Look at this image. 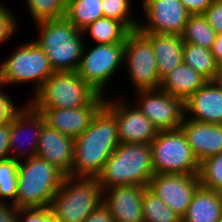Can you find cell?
<instances>
[{"instance_id":"obj_1","label":"cell","mask_w":222,"mask_h":222,"mask_svg":"<svg viewBox=\"0 0 222 222\" xmlns=\"http://www.w3.org/2000/svg\"><path fill=\"white\" fill-rule=\"evenodd\" d=\"M119 144L116 118L103 105L90 126L74 139V161L68 175L96 178Z\"/></svg>"},{"instance_id":"obj_2","label":"cell","mask_w":222,"mask_h":222,"mask_svg":"<svg viewBox=\"0 0 222 222\" xmlns=\"http://www.w3.org/2000/svg\"><path fill=\"white\" fill-rule=\"evenodd\" d=\"M153 175L151 143H120L96 179L103 191L124 185L147 187Z\"/></svg>"},{"instance_id":"obj_3","label":"cell","mask_w":222,"mask_h":222,"mask_svg":"<svg viewBox=\"0 0 222 222\" xmlns=\"http://www.w3.org/2000/svg\"><path fill=\"white\" fill-rule=\"evenodd\" d=\"M66 174L56 165L37 156L19 161L17 208L50 207Z\"/></svg>"},{"instance_id":"obj_4","label":"cell","mask_w":222,"mask_h":222,"mask_svg":"<svg viewBox=\"0 0 222 222\" xmlns=\"http://www.w3.org/2000/svg\"><path fill=\"white\" fill-rule=\"evenodd\" d=\"M35 24L39 37L34 41L44 50L54 72L77 71L87 38L82 31L65 17Z\"/></svg>"},{"instance_id":"obj_5","label":"cell","mask_w":222,"mask_h":222,"mask_svg":"<svg viewBox=\"0 0 222 222\" xmlns=\"http://www.w3.org/2000/svg\"><path fill=\"white\" fill-rule=\"evenodd\" d=\"M95 177L66 175L50 205L57 222H83L102 203Z\"/></svg>"},{"instance_id":"obj_6","label":"cell","mask_w":222,"mask_h":222,"mask_svg":"<svg viewBox=\"0 0 222 222\" xmlns=\"http://www.w3.org/2000/svg\"><path fill=\"white\" fill-rule=\"evenodd\" d=\"M97 94L77 71L54 72L28 103L37 112L47 108L75 109L87 105Z\"/></svg>"},{"instance_id":"obj_7","label":"cell","mask_w":222,"mask_h":222,"mask_svg":"<svg viewBox=\"0 0 222 222\" xmlns=\"http://www.w3.org/2000/svg\"><path fill=\"white\" fill-rule=\"evenodd\" d=\"M21 45L0 64L2 82L7 86L33 81L36 93L54 70L44 50L33 39Z\"/></svg>"},{"instance_id":"obj_8","label":"cell","mask_w":222,"mask_h":222,"mask_svg":"<svg viewBox=\"0 0 222 222\" xmlns=\"http://www.w3.org/2000/svg\"><path fill=\"white\" fill-rule=\"evenodd\" d=\"M151 148L154 174H199L200 163L180 128L158 131Z\"/></svg>"},{"instance_id":"obj_9","label":"cell","mask_w":222,"mask_h":222,"mask_svg":"<svg viewBox=\"0 0 222 222\" xmlns=\"http://www.w3.org/2000/svg\"><path fill=\"white\" fill-rule=\"evenodd\" d=\"M86 46L77 73L95 92L107 96L105 85L124 61V43L95 44L90 50Z\"/></svg>"},{"instance_id":"obj_10","label":"cell","mask_w":222,"mask_h":222,"mask_svg":"<svg viewBox=\"0 0 222 222\" xmlns=\"http://www.w3.org/2000/svg\"><path fill=\"white\" fill-rule=\"evenodd\" d=\"M123 63L127 65L134 91L160 89L162 80L153 47L139 30L131 31L125 39Z\"/></svg>"},{"instance_id":"obj_11","label":"cell","mask_w":222,"mask_h":222,"mask_svg":"<svg viewBox=\"0 0 222 222\" xmlns=\"http://www.w3.org/2000/svg\"><path fill=\"white\" fill-rule=\"evenodd\" d=\"M136 106L158 131L179 129L185 117L184 101L161 89L139 90Z\"/></svg>"},{"instance_id":"obj_12","label":"cell","mask_w":222,"mask_h":222,"mask_svg":"<svg viewBox=\"0 0 222 222\" xmlns=\"http://www.w3.org/2000/svg\"><path fill=\"white\" fill-rule=\"evenodd\" d=\"M147 21L139 22L141 33L181 35L190 13L180 0H141Z\"/></svg>"},{"instance_id":"obj_13","label":"cell","mask_w":222,"mask_h":222,"mask_svg":"<svg viewBox=\"0 0 222 222\" xmlns=\"http://www.w3.org/2000/svg\"><path fill=\"white\" fill-rule=\"evenodd\" d=\"M198 174H154L148 187L181 218L195 191L200 187Z\"/></svg>"},{"instance_id":"obj_14","label":"cell","mask_w":222,"mask_h":222,"mask_svg":"<svg viewBox=\"0 0 222 222\" xmlns=\"http://www.w3.org/2000/svg\"><path fill=\"white\" fill-rule=\"evenodd\" d=\"M121 98L106 97L104 103L116 118L120 143H151L158 130L136 105Z\"/></svg>"},{"instance_id":"obj_15","label":"cell","mask_w":222,"mask_h":222,"mask_svg":"<svg viewBox=\"0 0 222 222\" xmlns=\"http://www.w3.org/2000/svg\"><path fill=\"white\" fill-rule=\"evenodd\" d=\"M106 97L97 94L87 105L75 109L47 108L40 113L44 122L64 135L75 139L91 124L94 115L104 105Z\"/></svg>"},{"instance_id":"obj_16","label":"cell","mask_w":222,"mask_h":222,"mask_svg":"<svg viewBox=\"0 0 222 222\" xmlns=\"http://www.w3.org/2000/svg\"><path fill=\"white\" fill-rule=\"evenodd\" d=\"M43 123V115L37 112L29 103L20 107L11 119V134L9 140L10 158L21 161L23 160L22 158L27 159L36 156L38 140ZM26 133H29L31 138H28L30 143H28V147L24 146L25 150L21 145L25 144V140H23L22 137H24L23 134L26 136ZM21 140L24 141V144Z\"/></svg>"},{"instance_id":"obj_17","label":"cell","mask_w":222,"mask_h":222,"mask_svg":"<svg viewBox=\"0 0 222 222\" xmlns=\"http://www.w3.org/2000/svg\"><path fill=\"white\" fill-rule=\"evenodd\" d=\"M144 187L138 185L115 186L104 189L102 202L115 222H144L142 195Z\"/></svg>"},{"instance_id":"obj_18","label":"cell","mask_w":222,"mask_h":222,"mask_svg":"<svg viewBox=\"0 0 222 222\" xmlns=\"http://www.w3.org/2000/svg\"><path fill=\"white\" fill-rule=\"evenodd\" d=\"M180 129L199 163L222 152V125L184 117Z\"/></svg>"},{"instance_id":"obj_19","label":"cell","mask_w":222,"mask_h":222,"mask_svg":"<svg viewBox=\"0 0 222 222\" xmlns=\"http://www.w3.org/2000/svg\"><path fill=\"white\" fill-rule=\"evenodd\" d=\"M36 156L56 165L68 175L72 170L74 161V139L50 128L44 122L38 140Z\"/></svg>"},{"instance_id":"obj_20","label":"cell","mask_w":222,"mask_h":222,"mask_svg":"<svg viewBox=\"0 0 222 222\" xmlns=\"http://www.w3.org/2000/svg\"><path fill=\"white\" fill-rule=\"evenodd\" d=\"M184 108L191 120L222 125V90L207 81L184 101Z\"/></svg>"},{"instance_id":"obj_21","label":"cell","mask_w":222,"mask_h":222,"mask_svg":"<svg viewBox=\"0 0 222 222\" xmlns=\"http://www.w3.org/2000/svg\"><path fill=\"white\" fill-rule=\"evenodd\" d=\"M153 47L157 71L162 80L168 73L183 63L184 41L176 34L142 33Z\"/></svg>"},{"instance_id":"obj_22","label":"cell","mask_w":222,"mask_h":222,"mask_svg":"<svg viewBox=\"0 0 222 222\" xmlns=\"http://www.w3.org/2000/svg\"><path fill=\"white\" fill-rule=\"evenodd\" d=\"M221 218L222 197L218 191L200 186L181 222H219Z\"/></svg>"},{"instance_id":"obj_23","label":"cell","mask_w":222,"mask_h":222,"mask_svg":"<svg viewBox=\"0 0 222 222\" xmlns=\"http://www.w3.org/2000/svg\"><path fill=\"white\" fill-rule=\"evenodd\" d=\"M207 81L192 67L182 63L162 79L160 89L186 101Z\"/></svg>"},{"instance_id":"obj_24","label":"cell","mask_w":222,"mask_h":222,"mask_svg":"<svg viewBox=\"0 0 222 222\" xmlns=\"http://www.w3.org/2000/svg\"><path fill=\"white\" fill-rule=\"evenodd\" d=\"M131 31L118 20L101 17L82 30L83 35L89 34L96 44L124 43Z\"/></svg>"},{"instance_id":"obj_25","label":"cell","mask_w":222,"mask_h":222,"mask_svg":"<svg viewBox=\"0 0 222 222\" xmlns=\"http://www.w3.org/2000/svg\"><path fill=\"white\" fill-rule=\"evenodd\" d=\"M104 17L102 0H67L65 18L82 31L98 18Z\"/></svg>"},{"instance_id":"obj_26","label":"cell","mask_w":222,"mask_h":222,"mask_svg":"<svg viewBox=\"0 0 222 222\" xmlns=\"http://www.w3.org/2000/svg\"><path fill=\"white\" fill-rule=\"evenodd\" d=\"M183 63L192 67L208 81L213 78L218 67L210 49L185 42L183 47Z\"/></svg>"},{"instance_id":"obj_27","label":"cell","mask_w":222,"mask_h":222,"mask_svg":"<svg viewBox=\"0 0 222 222\" xmlns=\"http://www.w3.org/2000/svg\"><path fill=\"white\" fill-rule=\"evenodd\" d=\"M180 36L185 43H192L211 50L217 33L207 23L203 14H197L190 15Z\"/></svg>"},{"instance_id":"obj_28","label":"cell","mask_w":222,"mask_h":222,"mask_svg":"<svg viewBox=\"0 0 222 222\" xmlns=\"http://www.w3.org/2000/svg\"><path fill=\"white\" fill-rule=\"evenodd\" d=\"M142 210L144 222H181V217L148 186L143 190Z\"/></svg>"},{"instance_id":"obj_29","label":"cell","mask_w":222,"mask_h":222,"mask_svg":"<svg viewBox=\"0 0 222 222\" xmlns=\"http://www.w3.org/2000/svg\"><path fill=\"white\" fill-rule=\"evenodd\" d=\"M35 23L65 17L67 0H25Z\"/></svg>"},{"instance_id":"obj_30","label":"cell","mask_w":222,"mask_h":222,"mask_svg":"<svg viewBox=\"0 0 222 222\" xmlns=\"http://www.w3.org/2000/svg\"><path fill=\"white\" fill-rule=\"evenodd\" d=\"M18 165L19 161L13 158L0 160V203L13 204L16 200Z\"/></svg>"},{"instance_id":"obj_31","label":"cell","mask_w":222,"mask_h":222,"mask_svg":"<svg viewBox=\"0 0 222 222\" xmlns=\"http://www.w3.org/2000/svg\"><path fill=\"white\" fill-rule=\"evenodd\" d=\"M200 185L218 191L222 187V152L200 162Z\"/></svg>"},{"instance_id":"obj_32","label":"cell","mask_w":222,"mask_h":222,"mask_svg":"<svg viewBox=\"0 0 222 222\" xmlns=\"http://www.w3.org/2000/svg\"><path fill=\"white\" fill-rule=\"evenodd\" d=\"M133 5L130 0H102L104 17L112 18L123 23L130 31L138 29L140 19H136L130 12ZM133 16V17H132Z\"/></svg>"},{"instance_id":"obj_33","label":"cell","mask_w":222,"mask_h":222,"mask_svg":"<svg viewBox=\"0 0 222 222\" xmlns=\"http://www.w3.org/2000/svg\"><path fill=\"white\" fill-rule=\"evenodd\" d=\"M17 222H57L50 207L18 208Z\"/></svg>"},{"instance_id":"obj_34","label":"cell","mask_w":222,"mask_h":222,"mask_svg":"<svg viewBox=\"0 0 222 222\" xmlns=\"http://www.w3.org/2000/svg\"><path fill=\"white\" fill-rule=\"evenodd\" d=\"M7 6H0V44L7 42L17 33L19 23L13 12Z\"/></svg>"},{"instance_id":"obj_35","label":"cell","mask_w":222,"mask_h":222,"mask_svg":"<svg viewBox=\"0 0 222 222\" xmlns=\"http://www.w3.org/2000/svg\"><path fill=\"white\" fill-rule=\"evenodd\" d=\"M203 16L217 34L222 33V0H214Z\"/></svg>"},{"instance_id":"obj_36","label":"cell","mask_w":222,"mask_h":222,"mask_svg":"<svg viewBox=\"0 0 222 222\" xmlns=\"http://www.w3.org/2000/svg\"><path fill=\"white\" fill-rule=\"evenodd\" d=\"M11 99L12 97L8 96L4 91L0 92V125L10 121L14 114L20 109Z\"/></svg>"},{"instance_id":"obj_37","label":"cell","mask_w":222,"mask_h":222,"mask_svg":"<svg viewBox=\"0 0 222 222\" xmlns=\"http://www.w3.org/2000/svg\"><path fill=\"white\" fill-rule=\"evenodd\" d=\"M11 120L0 125V160L10 158Z\"/></svg>"},{"instance_id":"obj_38","label":"cell","mask_w":222,"mask_h":222,"mask_svg":"<svg viewBox=\"0 0 222 222\" xmlns=\"http://www.w3.org/2000/svg\"><path fill=\"white\" fill-rule=\"evenodd\" d=\"M83 222H115L109 209L102 202Z\"/></svg>"},{"instance_id":"obj_39","label":"cell","mask_w":222,"mask_h":222,"mask_svg":"<svg viewBox=\"0 0 222 222\" xmlns=\"http://www.w3.org/2000/svg\"><path fill=\"white\" fill-rule=\"evenodd\" d=\"M191 15L203 14L214 0H180Z\"/></svg>"},{"instance_id":"obj_40","label":"cell","mask_w":222,"mask_h":222,"mask_svg":"<svg viewBox=\"0 0 222 222\" xmlns=\"http://www.w3.org/2000/svg\"><path fill=\"white\" fill-rule=\"evenodd\" d=\"M18 208L10 203H0V222H17Z\"/></svg>"},{"instance_id":"obj_41","label":"cell","mask_w":222,"mask_h":222,"mask_svg":"<svg viewBox=\"0 0 222 222\" xmlns=\"http://www.w3.org/2000/svg\"><path fill=\"white\" fill-rule=\"evenodd\" d=\"M211 52L217 64L220 65L222 63V33L217 34Z\"/></svg>"},{"instance_id":"obj_42","label":"cell","mask_w":222,"mask_h":222,"mask_svg":"<svg viewBox=\"0 0 222 222\" xmlns=\"http://www.w3.org/2000/svg\"><path fill=\"white\" fill-rule=\"evenodd\" d=\"M217 88L222 90V67L218 65L213 78L210 80Z\"/></svg>"},{"instance_id":"obj_43","label":"cell","mask_w":222,"mask_h":222,"mask_svg":"<svg viewBox=\"0 0 222 222\" xmlns=\"http://www.w3.org/2000/svg\"><path fill=\"white\" fill-rule=\"evenodd\" d=\"M1 87H4V85H3L2 78H1V75H0V92L3 91V90H1Z\"/></svg>"},{"instance_id":"obj_44","label":"cell","mask_w":222,"mask_h":222,"mask_svg":"<svg viewBox=\"0 0 222 222\" xmlns=\"http://www.w3.org/2000/svg\"><path fill=\"white\" fill-rule=\"evenodd\" d=\"M218 193L222 197V187L218 190Z\"/></svg>"}]
</instances>
